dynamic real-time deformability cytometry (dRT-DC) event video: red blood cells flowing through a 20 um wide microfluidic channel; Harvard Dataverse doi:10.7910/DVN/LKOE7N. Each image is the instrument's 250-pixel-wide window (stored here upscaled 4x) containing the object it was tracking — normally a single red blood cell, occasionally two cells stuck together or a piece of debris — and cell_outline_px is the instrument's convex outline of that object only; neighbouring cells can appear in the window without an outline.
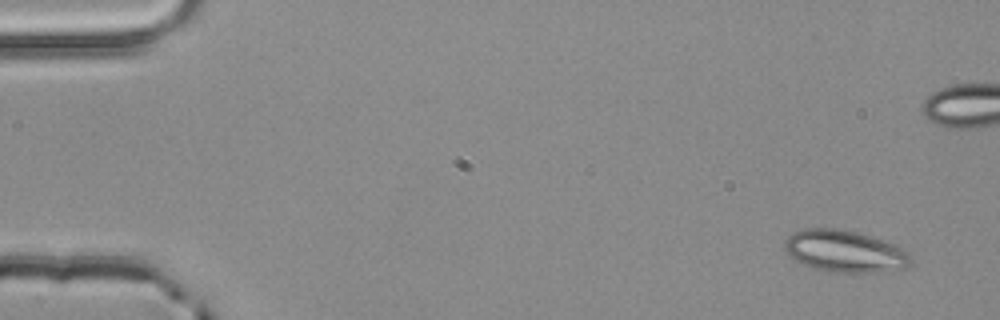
{"species": "common noctule bat (a hibernating species)", "species_latin": "Nyctalus noctula", "temperature_condition": "room temperature", "stored_images_in_passage": 4, "camera_frame_rate_fps": 3000, "um_per_image_px": 0.085, "animal": {"sex": "male", "body_mass_g": 20.4}, "frame": {"image": 1, "passage_image": 1, "time_ms": 0.0, "image_size_px": [1000, 320], "cell_outline_px": [[912, 264], [904, 268], [884, 272], [828, 272], [812, 268], [796, 260], [784, 248], [784, 240], [792, 232], [804, 228], [836, 228], [856, 232], [896, 244], [912, 252]], "centroid_in_image_um": [71.86, 21.36], "position_along_channel_um": 13.1, "area_um2": 31.21}}